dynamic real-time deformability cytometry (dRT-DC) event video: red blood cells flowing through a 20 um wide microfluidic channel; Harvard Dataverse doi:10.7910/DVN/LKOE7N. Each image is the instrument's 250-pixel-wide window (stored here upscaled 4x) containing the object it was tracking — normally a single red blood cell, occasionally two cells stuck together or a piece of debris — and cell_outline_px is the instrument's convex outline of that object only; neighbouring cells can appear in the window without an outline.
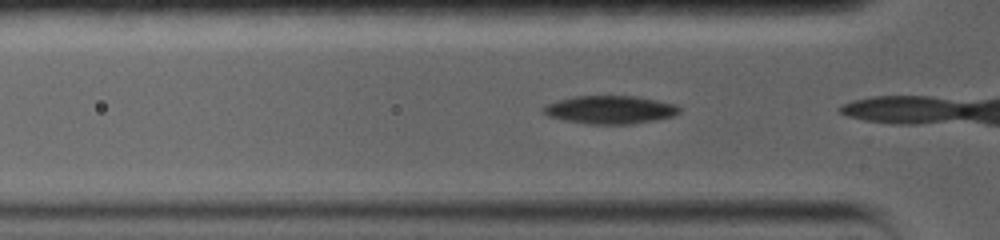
{"species": "common noctule bat (a hibernating species)", "species_latin": "Nyctalus noctula", "temperature_condition": "warm", "stored_images_in_passage": 4, "camera_frame_rate_fps": 5000, "um_per_image_px": 0.085, "animal": {"sex": "female", "body_mass_g": 19.0, "forearm_length_mm": 56.7}, "frame": {"image": 1, "passage_image": 3, "time_ms": 0.6, "image_size_px": [1000, 240], "cell_outline_px": [[680, 112], [672, 116], [656, 120], [632, 124], [588, 124], [564, 120], [548, 116], [540, 112], [540, 108], [544, 104], [556, 100], [572, 96], [636, 96], [676, 104], [680, 108]], "centroid_in_image_um": [51.78, 9.32], "position_along_channel_um": 74.0, "area_um2": 22.6}}